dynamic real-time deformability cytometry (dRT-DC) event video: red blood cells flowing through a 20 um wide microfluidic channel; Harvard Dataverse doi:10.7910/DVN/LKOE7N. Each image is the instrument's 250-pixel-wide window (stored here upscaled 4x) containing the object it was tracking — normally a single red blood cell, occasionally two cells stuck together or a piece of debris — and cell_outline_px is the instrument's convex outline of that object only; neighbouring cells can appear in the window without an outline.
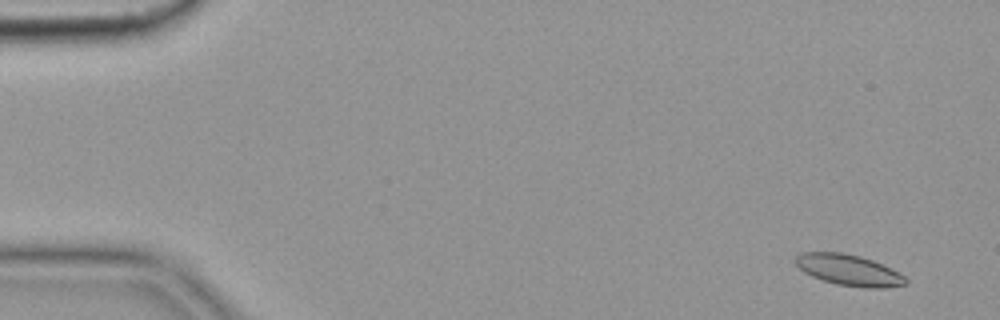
{"species": "common noctule bat (a hibernating species)", "species_latin": "Nyctalus noctula", "temperature_condition": "cold", "stored_images_in_passage": 57, "camera_frame_rate_fps": 3000, "um_per_image_px": 0.085, "animal": {"sex": "female", "body_mass_g": 19.9}, "frame": {"image": 1, "passage_image": 4, "time_ms": 1.0, "image_size_px": [1000, 320], "cell_outline_px": [[908, 284], [884, 288], [864, 288], [836, 284], [812, 276], [804, 272], [792, 260], [800, 252], [844, 252], [860, 256], [872, 260], [904, 276], [908, 280]], "centroid_in_image_um": [72.11, 22.95], "position_along_channel_um": 12.9, "area_um2": 19.88}}
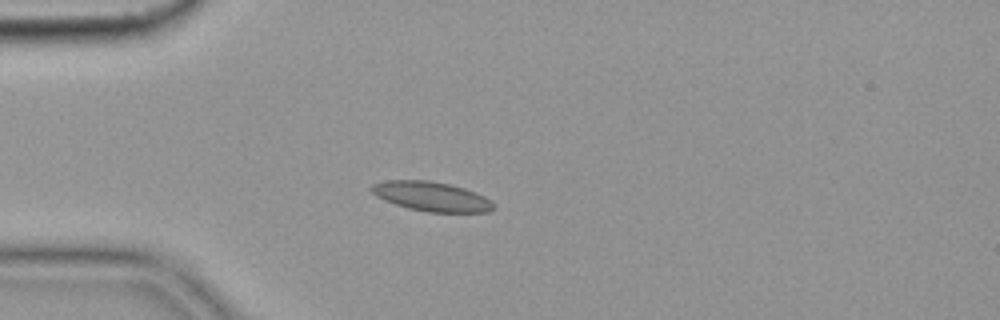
{"frame": {"image": 2, "passage_image": 16, "time_ms": 5.0, "image_size_px": [1000, 320], "cell_outline_px": [[496, 208], [488, 212], [428, 212], [408, 208], [384, 200], [376, 196], [368, 188], [372, 184], [388, 180], [428, 180], [448, 184], [464, 188], [476, 192], [492, 200]], "centroid_in_image_um": [36.69, 16.7], "position_along_channel_um": 48.3, "area_um2": 21.04}}
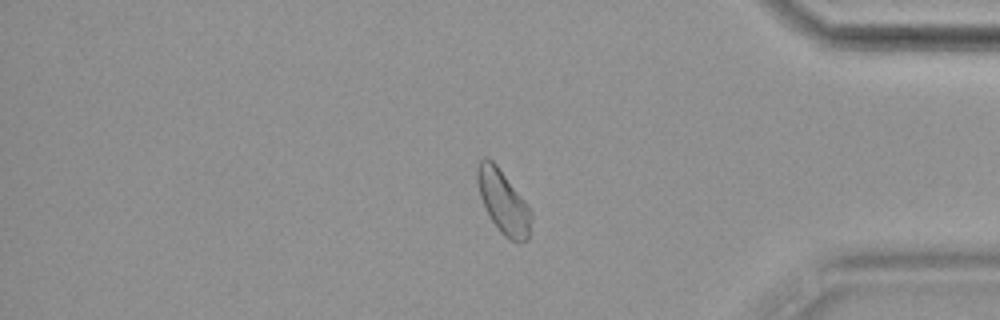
{"frame": {"image": 3, "passage_image": 48, "time_ms": 15.667, "image_size_px": [1000, 320], "cell_outline_px": [[532, 216], [528, 240], [508, 240], [500, 232], [484, 208], [480, 196], [476, 180], [476, 168], [480, 160], [484, 156], [492, 160], [496, 164], [528, 204], [532, 212]], "centroid_in_image_um": [42.76, 17.13], "position_along_channel_um": 392.4, "area_um2": 19.94}, "authors_computed_cell_mechanics": {"area_um2": 19.7098, "velocity_mm_per_s": 3.5854, "shape_relaxation_time_tau1_ms": null, "shape_relaxation_time_tau2_ms": 8.6586, "deformation_change_tau1": null, "deformation_change_tau2": 0.1386}}